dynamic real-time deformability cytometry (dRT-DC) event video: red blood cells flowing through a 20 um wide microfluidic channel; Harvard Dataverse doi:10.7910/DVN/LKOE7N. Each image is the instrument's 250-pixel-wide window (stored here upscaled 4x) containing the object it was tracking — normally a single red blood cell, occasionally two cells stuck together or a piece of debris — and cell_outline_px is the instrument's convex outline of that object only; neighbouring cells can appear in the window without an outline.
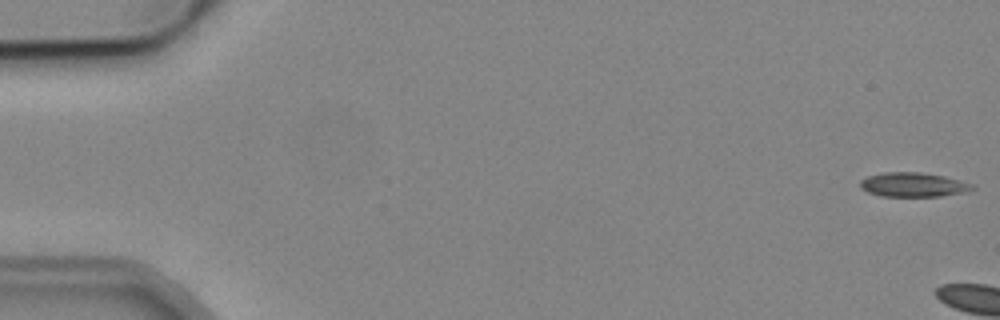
{"species": "common noctule bat (a hibernating species)", "species_latin": "Nyctalus noctula", "temperature_condition": "cold", "stored_images_in_passage": 5, "camera_frame_rate_fps": 3000, "um_per_image_px": 0.085, "animal": {"sex": "male", "body_mass_g": 19.2, "forearm_length_mm": 51.8}, "frame": {"image": 1, "passage_image": 1, "time_ms": 0.0, "image_size_px": [1000, 320], "cell_outline_px": [[976, 188], [960, 192], [940, 196], [880, 196], [868, 192], [860, 188], [860, 180], [868, 176], [884, 172], [920, 172], [944, 176], [972, 184]], "centroid_in_image_um": [77.56, 15.69], "position_along_channel_um": 7.4, "area_um2": 15.66}}